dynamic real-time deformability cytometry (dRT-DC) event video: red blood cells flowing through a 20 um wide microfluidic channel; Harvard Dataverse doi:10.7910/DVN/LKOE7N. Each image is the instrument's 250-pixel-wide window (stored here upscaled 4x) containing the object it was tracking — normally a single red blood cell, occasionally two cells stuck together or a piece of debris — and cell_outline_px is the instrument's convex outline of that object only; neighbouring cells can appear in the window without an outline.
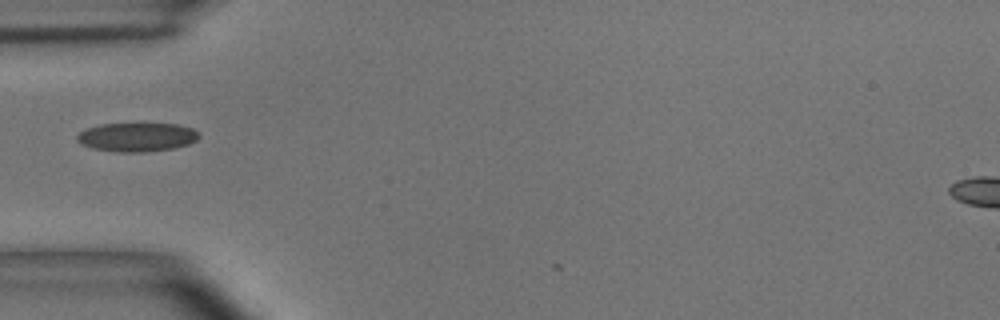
{"species": "common noctule bat (a hibernating species)", "species_latin": "Nyctalus noctula", "temperature_condition": "room temperature", "stored_images_in_passage": 4, "camera_frame_rate_fps": 3000, "um_per_image_px": 0.085, "animal": {"sex": "male", "body_mass_g": 15.6}, "frame": {"image": 1, "passage_image": 2, "time_ms": 0.333, "image_size_px": [1000, 320], "cell_outline_px": [[200, 136], [196, 140], [188, 144], [172, 148], [144, 152], [120, 152], [92, 148], [80, 144], [76, 140], [76, 136], [80, 132], [88, 128], [100, 124], [180, 124], [192, 128]], "centroid_in_image_um": [11.62, 11.65], "position_along_channel_um": 73.4, "area_um2": 20.35}}